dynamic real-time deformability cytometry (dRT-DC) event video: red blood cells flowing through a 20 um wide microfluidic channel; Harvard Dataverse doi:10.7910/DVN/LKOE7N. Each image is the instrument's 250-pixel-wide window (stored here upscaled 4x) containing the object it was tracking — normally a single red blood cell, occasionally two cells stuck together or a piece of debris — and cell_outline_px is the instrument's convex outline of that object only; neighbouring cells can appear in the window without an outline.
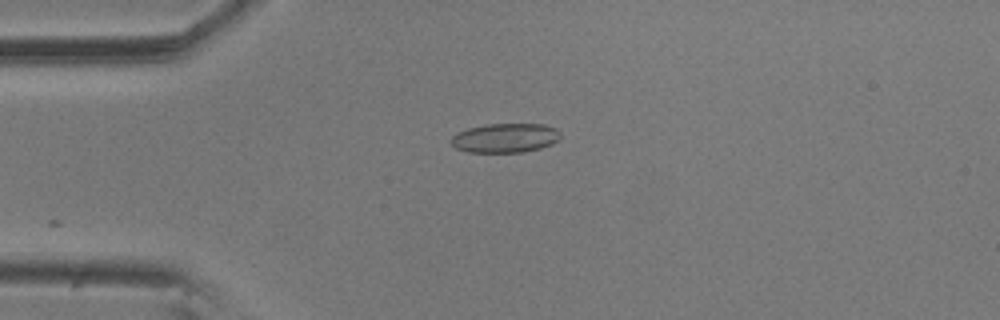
{"species": "common noctule bat (a hibernating species)", "species_latin": "Nyctalus noctula", "temperature_condition": "room temperature", "stored_images_in_passage": 9, "camera_frame_rate_fps": 3000, "um_per_image_px": 0.085, "animal": {"sex": "male", "body_mass_g": 20.5, "forearm_length_mm": 52.5}, "frame": {"image": 1, "passage_image": 1, "time_ms": 0.0, "image_size_px": [1000, 320], "cell_outline_px": [[560, 140], [552, 144], [540, 148], [524, 152], [468, 152], [456, 148], [452, 144], [452, 136], [468, 128], [488, 124], [544, 124], [556, 128], [560, 132]], "centroid_in_image_um": [42.99, 11.72], "position_along_channel_um": 42.0, "area_um2": 18.61}}
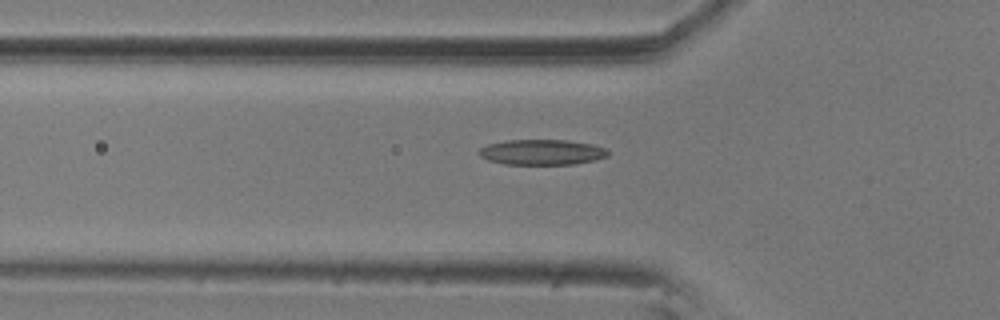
{"frame": {"image": 2, "passage_image": 6, "time_ms": 1.667, "image_size_px": [1000, 320], "cell_outline_px": [[608, 156], [596, 160], [572, 164], [504, 164], [488, 160], [480, 156], [476, 152], [480, 148], [488, 144], [508, 140], [568, 140], [592, 144], [604, 148], [608, 152]], "centroid_in_image_um": [46.04, 12.93], "position_along_channel_um": 79.8, "area_um2": 19.07}}